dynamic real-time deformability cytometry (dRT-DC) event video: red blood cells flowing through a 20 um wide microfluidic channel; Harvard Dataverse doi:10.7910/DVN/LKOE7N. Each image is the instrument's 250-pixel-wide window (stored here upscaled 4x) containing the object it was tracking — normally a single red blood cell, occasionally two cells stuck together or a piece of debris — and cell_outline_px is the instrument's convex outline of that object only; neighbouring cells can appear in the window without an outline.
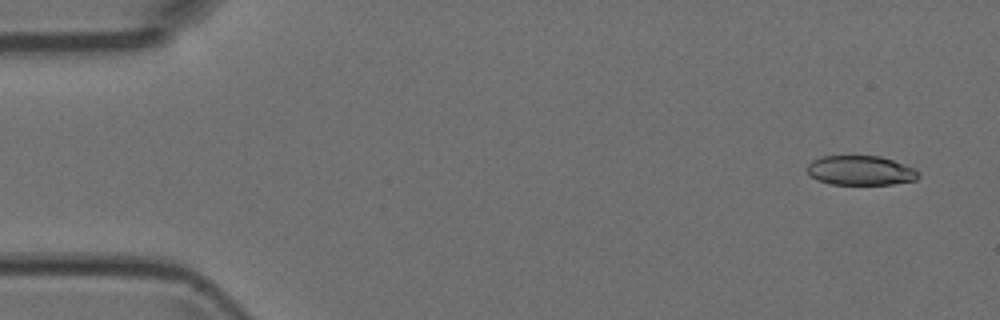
{"species": "Egyptian fruit bat (a non-hibernating species)", "species_latin": "Rousettus aegyptiacus", "temperature_condition": "room temperature", "stored_images_in_passage": 5, "camera_frame_rate_fps": 3000, "um_per_image_px": 0.085, "animal": {"sex": "female"}, "frame": {"image": 1, "passage_image": 1, "time_ms": 0.0, "image_size_px": [1000, 320], "cell_outline_px": [[920, 176], [916, 180], [892, 184], [832, 184], [816, 180], [804, 168], [812, 160], [820, 156], [880, 156], [892, 160], [912, 168]], "centroid_in_image_um": [73.08, 14.49], "position_along_channel_um": 11.9, "area_um2": 19.02}}